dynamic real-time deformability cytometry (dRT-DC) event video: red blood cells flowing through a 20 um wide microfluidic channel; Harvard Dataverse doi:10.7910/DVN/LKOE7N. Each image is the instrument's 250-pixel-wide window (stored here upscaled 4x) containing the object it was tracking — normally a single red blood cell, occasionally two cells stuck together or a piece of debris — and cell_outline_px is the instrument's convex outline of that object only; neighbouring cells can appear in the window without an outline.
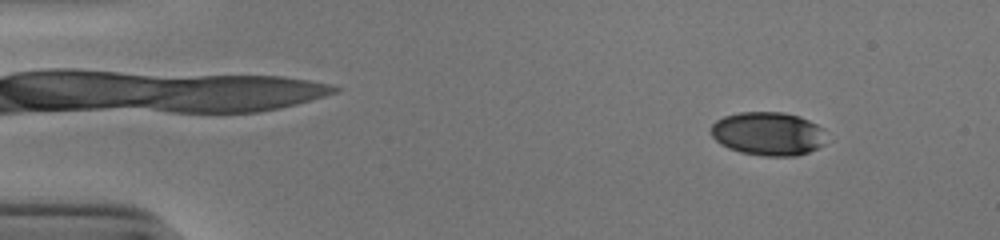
{"species": "human", "species_latin": "Homo sapiens", "temperature_condition": "cold", "stored_images_in_passage": 53, "camera_frame_rate_fps": 3000, "um_per_image_px": 0.085, "donor": {"sex": "male"}, "frame": {"image": 1, "passage_image": 6, "time_ms": 1.667, "image_size_px": [1000, 240], "cell_outline_px": [[824, 144], [808, 152], [796, 156], [764, 156], [740, 152], [728, 148], [720, 144], [712, 136], [712, 124], [716, 120], [724, 116], [740, 112], [784, 112], [800, 116], [816, 124], [820, 128]], "centroid_in_image_um": [65.24, 11.36], "position_along_channel_um": 19.8, "area_um2": 29.02}}
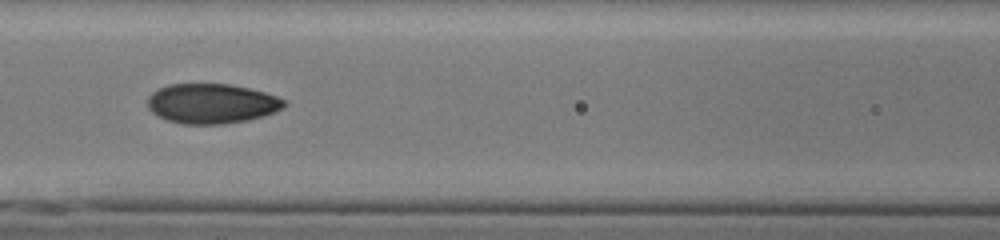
{"frame": {"image": 2, "passage_image": 24, "time_ms": 7.667, "image_size_px": [1000, 240], "cell_outline_px": [[288, 104], [284, 108], [264, 116], [248, 120], [224, 124], [184, 124], [168, 120], [156, 116], [148, 108], [148, 96], [152, 92], [168, 84], [228, 84], [248, 88], [264, 92], [276, 96], [284, 100]], "centroid_in_image_um": [17.99, 8.81], "position_along_channel_um": 148.6, "area_um2": 31.79}}
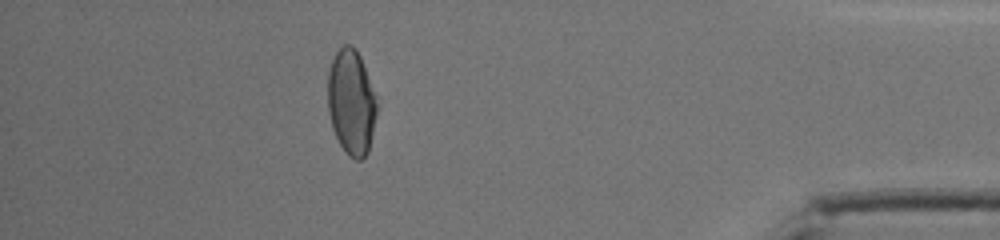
{"frame": {"image": 3, "passage_image": 47, "time_ms": 15.333, "image_size_px": [1000, 240], "cell_outline_px": [[376, 116], [368, 152], [360, 160], [356, 160], [348, 156], [344, 152], [332, 128], [328, 108], [328, 72], [332, 60], [336, 52], [344, 44], [352, 44], [356, 48], [360, 56], [376, 96]], "centroid_in_image_um": [29.85, 8.68], "position_along_channel_um": 405.3, "area_um2": 30.06}, "authors_computed_cell_mechanics": {"area_um2": 30.5762, "velocity_mm_per_s": 3.9091, "shape_relaxation_time_tau1_ms": 5.2715, "shape_relaxation_time_tau2_ms": 0.9697, "deformation_change_tau1": 0.1797, "deformation_change_tau2": 0.0472}}